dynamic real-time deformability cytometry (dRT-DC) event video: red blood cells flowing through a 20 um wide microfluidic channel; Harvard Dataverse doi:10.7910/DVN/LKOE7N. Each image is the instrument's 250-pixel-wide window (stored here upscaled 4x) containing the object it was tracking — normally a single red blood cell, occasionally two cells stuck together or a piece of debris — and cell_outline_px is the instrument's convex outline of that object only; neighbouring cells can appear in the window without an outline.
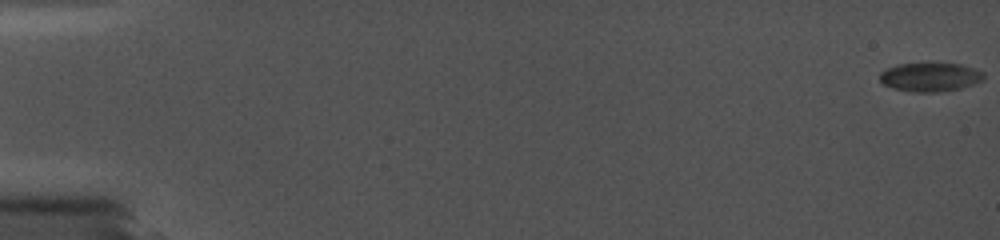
{"species": "common noctule bat (a hibernating species)", "species_latin": "Nyctalus noctula", "temperature_condition": "cold", "stored_images_in_passage": 21, "camera_frame_rate_fps": 5000, "um_per_image_px": 0.085, "animal": {"sex": "female", "body_mass_g": 19.0, "forearm_length_mm": 56.7}, "frame": {"image": 1, "passage_image": 1, "time_ms": 0.0, "image_size_px": [1000, 240], "cell_outline_px": [[984, 80], [960, 88], [940, 92], [912, 92], [892, 88], [884, 84], [880, 80], [880, 72], [896, 64], [960, 64], [984, 72]], "centroid_in_image_um": [79.05, 6.56], "position_along_channel_um": 5.9, "area_um2": 17.28}}
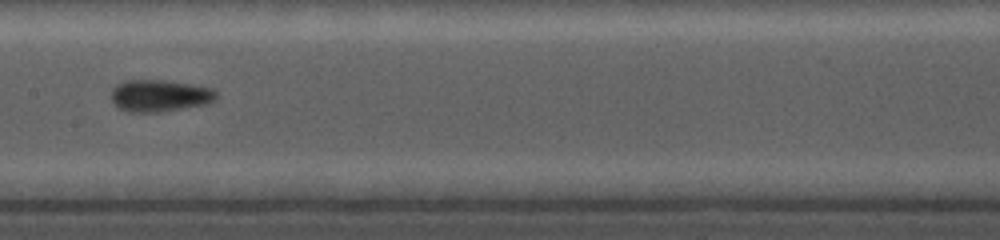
{"frame": {"image": 2, "passage_image": 15, "time_ms": 9.8, "image_size_px": [1000, 240], "cell_outline_px": [[216, 100], [208, 104], [160, 112], [128, 112], [116, 108], [112, 104], [112, 88], [116, 84], [124, 80], [164, 80], [192, 84], [212, 88], [216, 92]], "centroid_in_image_um": [13.54, 8.14], "position_along_channel_um": 193.9, "area_um2": 19.88}}
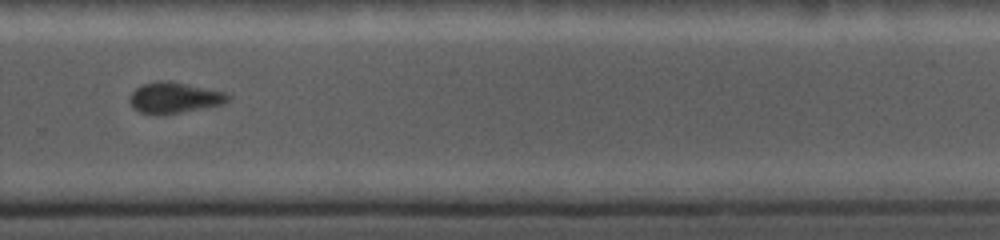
{"frame": {"image": 3, "passage_image": 18, "time_ms": 13.0, "image_size_px": [1000, 240], "cell_outline_px": [[232, 96], [224, 104], [160, 116], [156, 116], [140, 112], [132, 108], [128, 100], [132, 92], [136, 88], [144, 84], [160, 80], [168, 80], [224, 92]], "centroid_in_image_um": [14.78, 8.33], "position_along_channel_um": 315.0, "area_um2": 17.86}}